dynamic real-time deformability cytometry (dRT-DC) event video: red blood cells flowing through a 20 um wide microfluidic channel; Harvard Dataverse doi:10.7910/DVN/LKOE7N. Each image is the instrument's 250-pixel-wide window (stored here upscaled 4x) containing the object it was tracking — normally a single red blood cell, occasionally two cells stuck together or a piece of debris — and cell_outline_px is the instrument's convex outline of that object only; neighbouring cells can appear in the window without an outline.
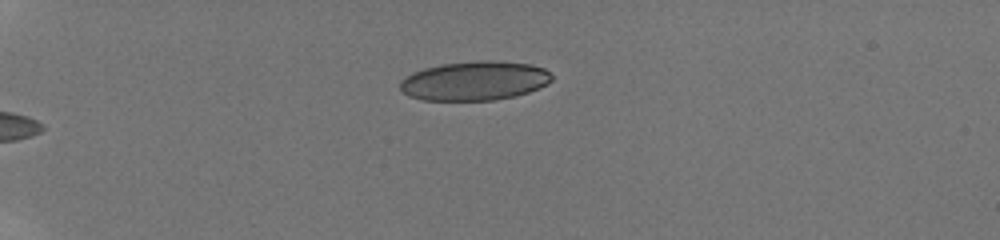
{"species": "human", "species_latin": "Homo sapiens", "temperature_condition": "room temperature", "stored_images_in_passage": 8, "camera_frame_rate_fps": 3000, "um_per_image_px": 0.085, "donor": {"sex": "male"}, "frame": {"image": 1, "passage_image": 1, "time_ms": 0.0, "image_size_px": [1000, 240], "cell_outline_px": [[552, 80], [548, 84], [540, 88], [516, 96], [492, 100], [424, 100], [408, 96], [400, 88], [400, 80], [412, 72], [424, 68], [440, 64], [480, 60], [492, 60], [532, 64], [544, 68], [552, 76]], "centroid_in_image_um": [40.35, 6.86], "position_along_channel_um": 44.7, "area_um2": 34.85}}
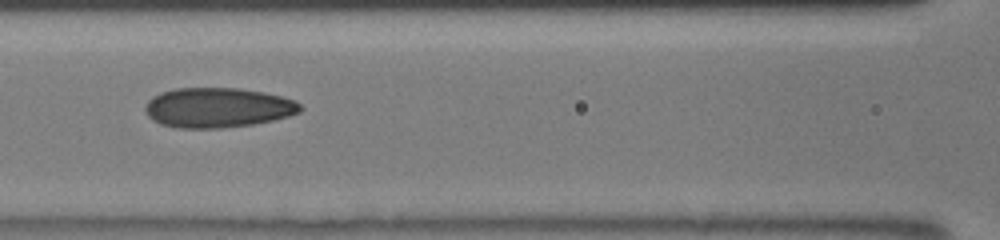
{"frame": {"image": 2, "passage_image": 5, "time_ms": 4.0, "image_size_px": [1000, 240], "cell_outline_px": [[304, 108], [300, 112], [288, 116], [272, 120], [252, 124], [220, 128], [176, 128], [160, 124], [152, 120], [148, 116], [144, 108], [148, 100], [152, 96], [160, 92], [176, 88], [240, 88], [264, 92], [296, 100]], "centroid_in_image_um": [18.49, 9.14], "position_along_channel_um": 148.1, "area_um2": 36.24}}
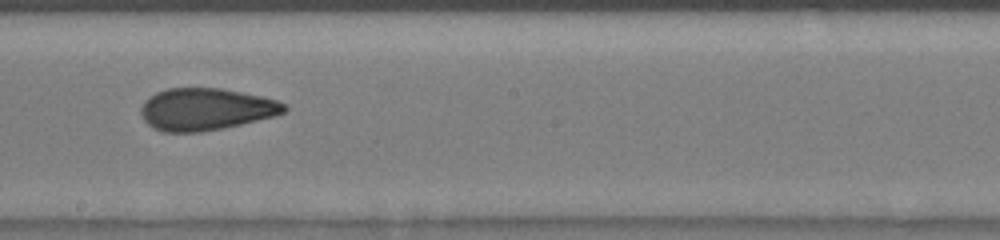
{"frame": {"image": 3, "passage_image": 7, "time_ms": 6.0, "image_size_px": [1000, 240], "cell_outline_px": [[288, 108], [284, 112], [276, 116], [224, 128], [200, 132], [164, 132], [152, 128], [144, 120], [140, 112], [140, 108], [144, 100], [148, 96], [156, 92], [168, 88], [220, 88], [260, 96], [276, 100], [288, 104]], "centroid_in_image_um": [17.48, 9.29], "position_along_channel_um": 230.7, "area_um2": 35.37}}